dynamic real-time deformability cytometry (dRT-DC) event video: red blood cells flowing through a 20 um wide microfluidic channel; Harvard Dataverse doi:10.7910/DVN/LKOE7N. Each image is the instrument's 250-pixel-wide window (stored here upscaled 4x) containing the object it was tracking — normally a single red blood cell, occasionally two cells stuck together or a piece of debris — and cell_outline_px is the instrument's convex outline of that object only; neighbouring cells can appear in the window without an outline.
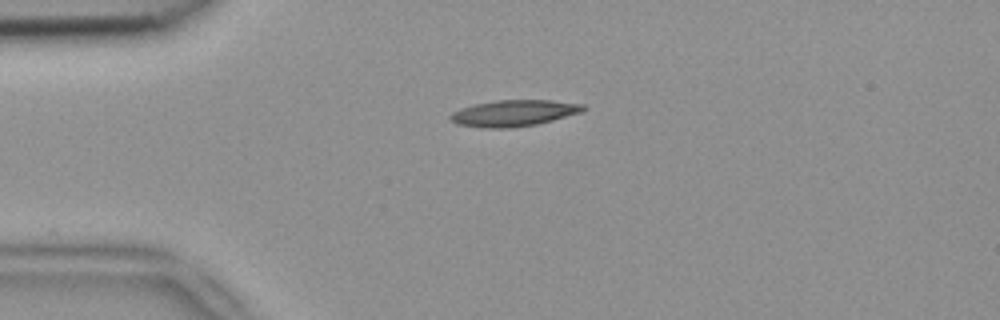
{"species": "common noctule bat (a hibernating species)", "species_latin": "Nyctalus noctula", "temperature_condition": "room temperature", "stored_images_in_passage": 6, "camera_frame_rate_fps": 3000, "um_per_image_px": 0.085, "animal": {"sex": "female", "body_mass_g": 18.4}, "frame": {"image": 1, "passage_image": 1, "time_ms": 0.0, "image_size_px": [1000, 320], "cell_outline_px": [[588, 108], [584, 112], [536, 124], [508, 128], [488, 128], [456, 124], [448, 116], [452, 112], [460, 108], [476, 104], [496, 100], [552, 100], [584, 104]], "centroid_in_image_um": [43.72, 9.61], "position_along_channel_um": 41.3, "area_um2": 20.4}}
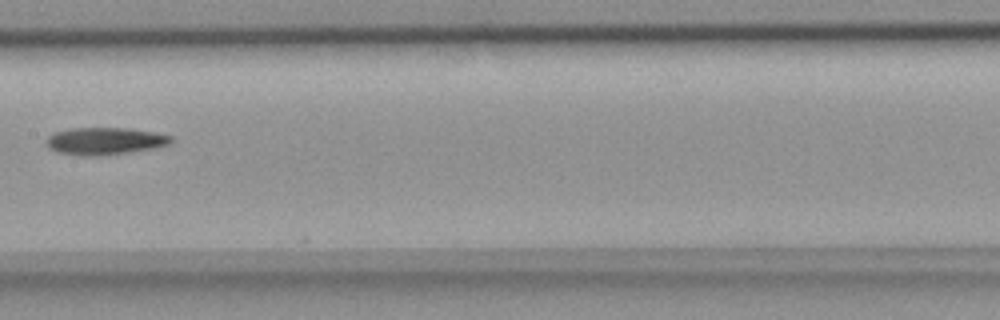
{"frame": {"image": 2, "passage_image": 5, "time_ms": 1.333, "image_size_px": [1000, 320], "cell_outline_px": [[172, 144], [152, 148], [128, 152], [100, 156], [80, 156], [56, 152], [48, 148], [44, 140], [48, 136], [56, 132], [68, 128], [124, 128], [152, 132], [172, 136]], "centroid_in_image_um": [8.85, 12.0], "position_along_channel_um": 198.6, "area_um2": 19.88}}
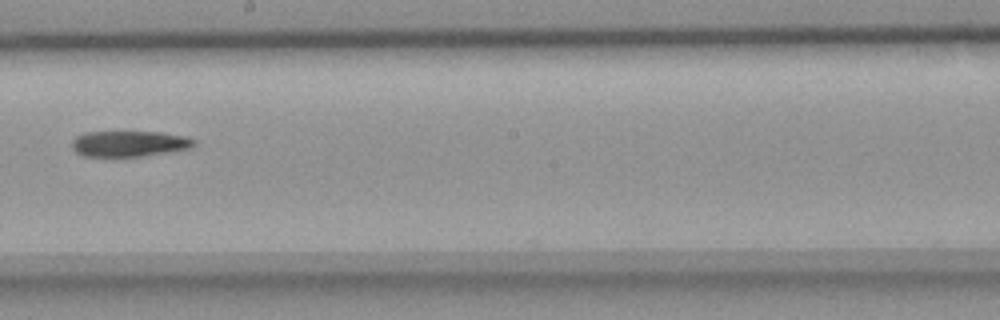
{"frame": {"image": 3, "passage_image": 6, "time_ms": 1.667, "image_size_px": [1000, 320], "cell_outline_px": [[196, 144], [188, 148], [168, 152], [140, 156], [84, 156], [76, 152], [72, 148], [72, 140], [76, 136], [84, 132], [160, 132], [188, 136], [196, 140]], "centroid_in_image_um": [10.98, 12.2], "position_along_channel_um": 237.2, "area_um2": 18.32}}